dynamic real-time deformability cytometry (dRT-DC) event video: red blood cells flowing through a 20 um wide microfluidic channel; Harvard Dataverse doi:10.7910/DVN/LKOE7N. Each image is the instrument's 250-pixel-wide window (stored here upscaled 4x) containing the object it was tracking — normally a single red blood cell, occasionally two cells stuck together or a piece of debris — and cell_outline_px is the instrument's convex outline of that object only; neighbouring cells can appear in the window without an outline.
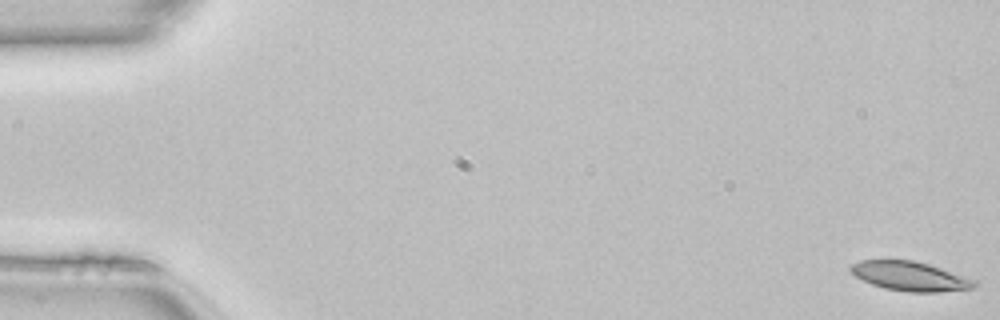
{"species": "common noctule bat (a hibernating species)", "species_latin": "Nyctalus noctula", "temperature_condition": "room temperature", "stored_images_in_passage": 50, "camera_frame_rate_fps": 3000, "um_per_image_px": 0.085, "animal": {"sex": "female", "body_mass_g": 22.7, "forearm_length_mm": 54.2}, "frame": {"image": 1, "passage_image": 1, "time_ms": 0.0, "image_size_px": [1000, 320], "cell_outline_px": [[976, 284], [972, 288], [936, 292], [908, 292], [884, 288], [872, 284], [856, 276], [848, 268], [852, 264], [860, 260], [884, 256], [916, 260], [976, 280]], "centroid_in_image_um": [77.26, 23.41], "position_along_channel_um": 7.7, "area_um2": 21.68}}
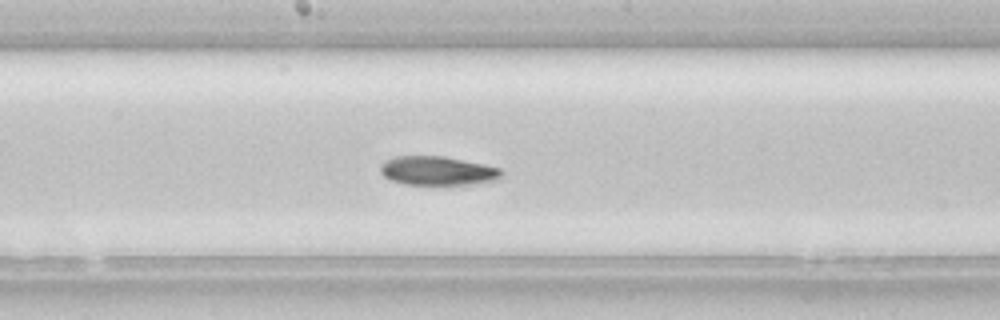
{"frame": {"image": 2, "passage_image": 27, "time_ms": 8.667, "image_size_px": [1000, 320], "cell_outline_px": [[504, 172], [496, 180], [468, 184], [404, 184], [392, 180], [384, 176], [380, 172], [380, 164], [384, 160], [396, 156], [444, 156], [484, 164], [500, 168]], "centroid_in_image_um": [37.16, 14.5], "position_along_channel_um": 211.0, "area_um2": 20.35}}
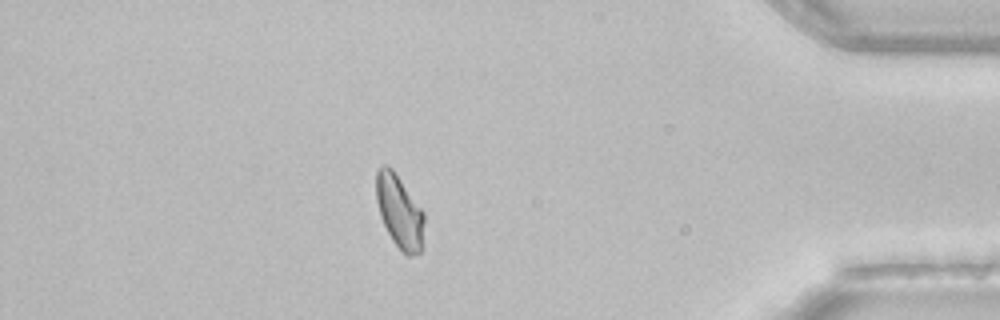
{"frame": {"image": 3, "passage_image": 44, "time_ms": 14.333, "image_size_px": [1000, 320], "cell_outline_px": [[424, 220], [420, 252], [412, 256], [408, 256], [400, 252], [392, 240], [380, 216], [376, 200], [376, 168], [384, 164], [388, 164], [392, 168], [424, 212]], "centroid_in_image_um": [33.93, 17.97], "position_along_channel_um": 401.3, "area_um2": 20.52}}